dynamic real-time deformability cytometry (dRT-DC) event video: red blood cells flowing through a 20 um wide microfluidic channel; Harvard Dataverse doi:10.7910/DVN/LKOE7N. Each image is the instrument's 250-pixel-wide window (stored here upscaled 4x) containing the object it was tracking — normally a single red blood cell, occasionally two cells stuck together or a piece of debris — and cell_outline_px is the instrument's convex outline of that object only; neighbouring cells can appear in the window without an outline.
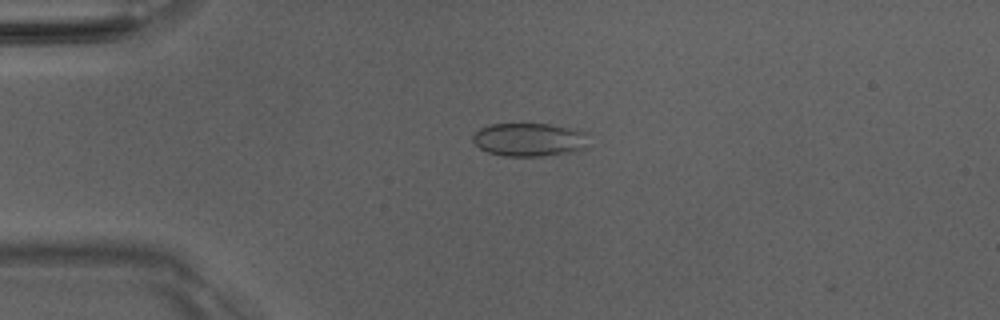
{"species": "Egyptian fruit bat (a non-hibernating species)", "species_latin": "Rousettus aegyptiacus", "temperature_condition": "room temperature", "stored_images_in_passage": 41, "camera_frame_rate_fps": 3000, "um_per_image_px": 0.085, "animal": {"sex": "male"}, "frame": {"image": 1, "passage_image": 3, "time_ms": 0.667, "image_size_px": [1000, 320], "cell_outline_px": [[584, 148], [572, 152], [540, 156], [504, 156], [488, 152], [480, 148], [472, 140], [472, 136], [480, 128], [488, 124], [548, 124], [572, 128], [584, 132]], "centroid_in_image_um": [44.91, 11.86], "position_along_channel_um": 40.1, "area_um2": 22.2}}
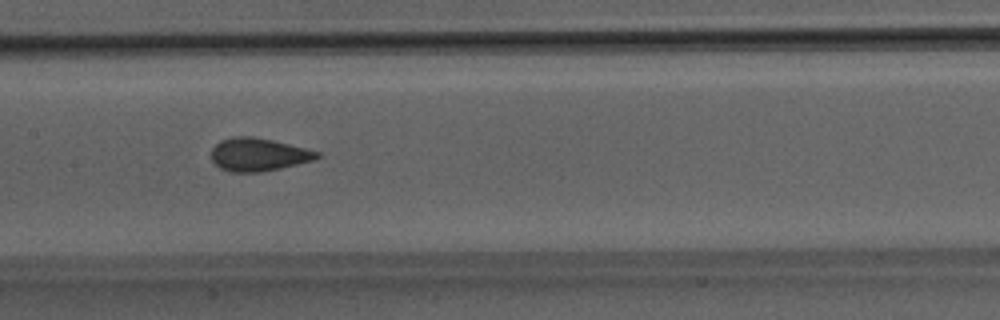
{"frame": {"image": 2, "passage_image": 16, "time_ms": 5.0, "image_size_px": [1000, 320], "cell_outline_px": [[324, 156], [316, 160], [280, 168], [260, 172], [232, 172], [220, 168], [212, 160], [212, 148], [220, 140], [232, 136], [252, 136], [272, 140], [320, 152]], "centroid_in_image_um": [21.99, 13.13], "position_along_channel_um": 185.4, "area_um2": 20.4}}
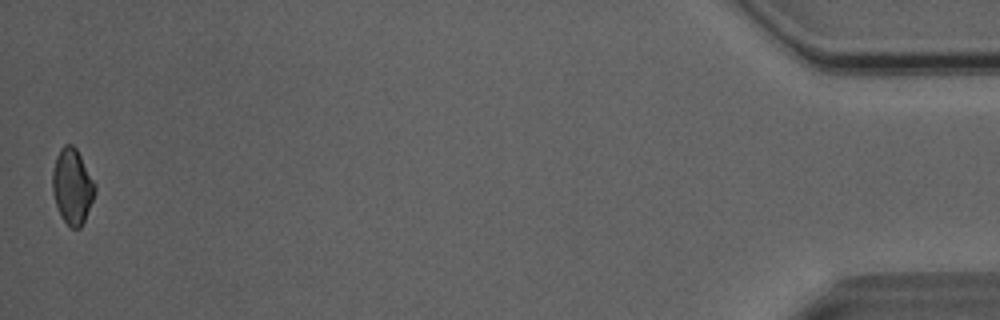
{"frame": {"image": 3, "passage_image": 41, "time_ms": 13.333, "image_size_px": [1000, 320], "cell_outline_px": [[96, 192], [84, 220], [80, 228], [72, 228], [60, 216], [52, 192], [52, 172], [56, 156], [60, 148], [64, 144], [72, 144], [76, 148], [96, 184]], "centroid_in_image_um": [6.14, 15.82], "position_along_channel_um": 429.1, "area_um2": 18.67}, "authors_computed_cell_mechanics": {"area_um2": 19.941, "velocity_mm_per_s": 4.0661, "shape_relaxation_time_tau1_ms": null, "shape_relaxation_time_tau2_ms": 0.9725, "deformation_change_tau1": null, "deformation_change_tau2": 0.066}}